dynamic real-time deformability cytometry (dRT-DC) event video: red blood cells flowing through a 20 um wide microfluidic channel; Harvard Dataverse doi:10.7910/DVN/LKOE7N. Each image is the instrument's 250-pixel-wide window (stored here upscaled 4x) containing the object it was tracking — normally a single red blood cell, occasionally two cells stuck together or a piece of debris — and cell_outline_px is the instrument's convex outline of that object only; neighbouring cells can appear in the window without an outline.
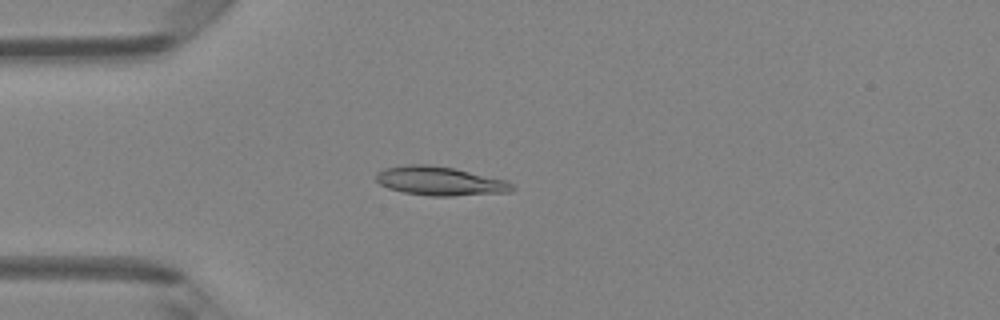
{"species": "Egyptian fruit bat (a non-hibernating species)", "species_latin": "Rousettus aegyptiacus", "temperature_condition": "room temperature", "stored_images_in_passage": 4, "camera_frame_rate_fps": 3000, "um_per_image_px": 0.085, "animal": {"sex": "female"}, "frame": {"image": 1, "passage_image": 3, "time_ms": 0.667, "image_size_px": [1000, 320], "cell_outline_px": [[516, 188], [512, 192], [452, 196], [432, 196], [404, 192], [388, 188], [380, 184], [376, 180], [376, 172], [384, 168], [408, 164], [428, 164], [452, 168], [508, 180]], "centroid_in_image_um": [37.41, 15.39], "position_along_channel_um": 47.6, "area_um2": 23.0}}